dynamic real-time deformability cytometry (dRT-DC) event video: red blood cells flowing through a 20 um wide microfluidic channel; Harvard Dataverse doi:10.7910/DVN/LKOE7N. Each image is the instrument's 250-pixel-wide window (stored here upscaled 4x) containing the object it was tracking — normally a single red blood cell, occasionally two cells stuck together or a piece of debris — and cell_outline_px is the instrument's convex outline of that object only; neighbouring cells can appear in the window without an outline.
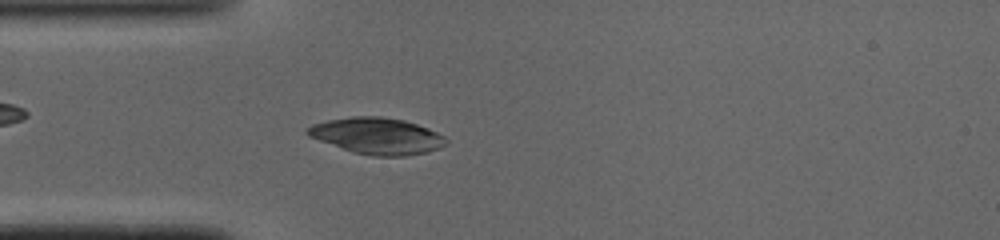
{"species": "common noctule bat (a hibernating species)", "species_latin": "Nyctalus noctula", "temperature_condition": "cold", "stored_images_in_passage": 37, "camera_frame_rate_fps": 3000, "um_per_image_px": 0.085, "animal": {"sex": "male", "body_mass_g": 19.0, "forearm_length_mm": 50.8}, "frame": {"image": 1, "passage_image": 2, "time_ms": 0.333, "image_size_px": [1000, 240], "cell_outline_px": [[448, 144], [440, 148], [424, 152], [404, 156], [372, 156], [352, 152], [308, 136], [304, 132], [312, 124], [328, 120], [352, 116], [380, 116], [404, 120], [428, 128], [444, 136], [448, 140]], "centroid_in_image_um": [32.05, 11.55], "position_along_channel_um": 52.9, "area_um2": 29.36}}
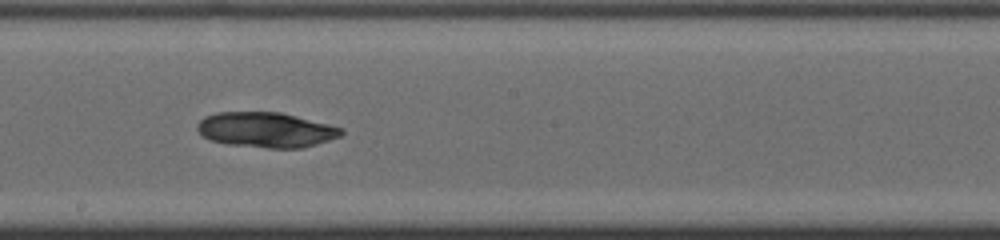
{"frame": {"image": 2, "passage_image": 15, "time_ms": 4.667, "image_size_px": [1000, 240], "cell_outline_px": [[344, 132], [340, 136], [316, 144], [300, 148], [268, 148], [228, 144], [208, 140], [196, 128], [196, 124], [204, 116], [216, 112], [280, 112], [344, 128]], "centroid_in_image_um": [22.58, 11.03], "position_along_channel_um": 225.6, "area_um2": 29.48}}
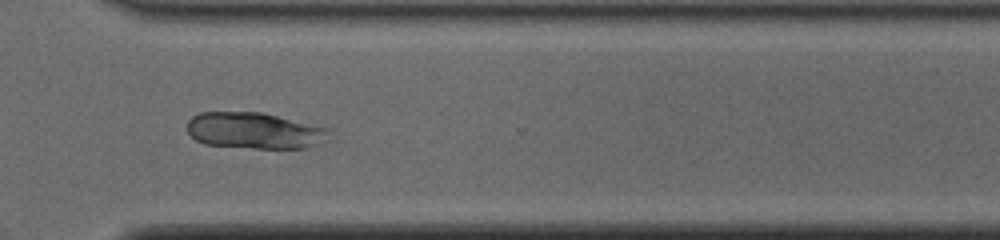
{"frame": {"image": 3, "passage_image": 24, "time_ms": 7.667, "image_size_px": [1000, 240], "cell_outline_px": [[332, 140], [308, 148], [256, 148], [204, 144], [196, 140], [188, 132], [188, 120], [192, 116], [200, 112], [260, 112], [328, 128]], "centroid_in_image_um": [21.68, 11.11], "position_along_channel_um": 348.9, "area_um2": 30.11}, "authors_computed_cell_mechanics": {"area_um2": 29.8248, "velocity_mm_per_s": 4.0951, "shape_relaxation_time_tau1_ms": 5.9337, "shape_relaxation_time_tau2_ms": 7.0164, "deformation_change_tau1": 0.0634, "deformation_change_tau2": 0.0563}}